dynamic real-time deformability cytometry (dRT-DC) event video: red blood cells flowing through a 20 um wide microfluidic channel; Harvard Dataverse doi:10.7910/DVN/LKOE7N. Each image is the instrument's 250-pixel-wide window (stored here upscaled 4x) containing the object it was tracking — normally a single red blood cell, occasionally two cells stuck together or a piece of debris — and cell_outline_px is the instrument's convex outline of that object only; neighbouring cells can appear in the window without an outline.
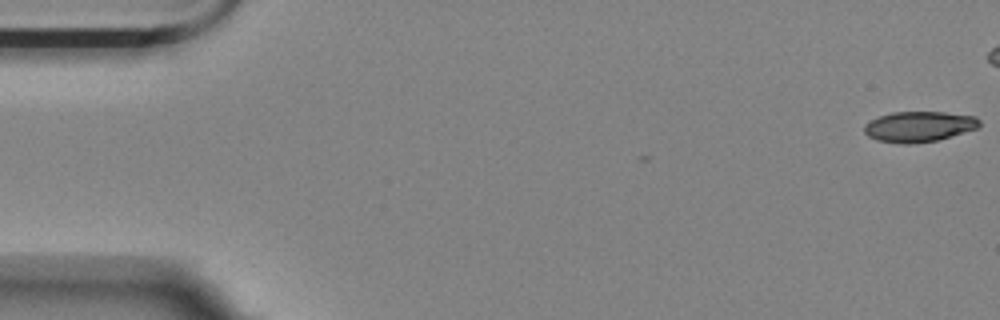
{"species": "Egyptian fruit bat (a non-hibernating species)", "species_latin": "Rousettus aegyptiacus", "temperature_condition": "room temperature", "stored_images_in_passage": 3, "camera_frame_rate_fps": 3000, "um_per_image_px": 0.085, "animal": {"sex": "female"}, "frame": {"image": 1, "passage_image": 1, "time_ms": 0.0, "image_size_px": [1000, 320], "cell_outline_px": [[980, 124], [976, 128], [936, 140], [908, 144], [904, 144], [876, 140], [868, 136], [864, 132], [864, 124], [880, 116], [892, 112], [944, 112], [976, 116], [980, 120]], "centroid_in_image_um": [78.08, 10.75], "position_along_channel_um": 6.9, "area_um2": 20.23}}